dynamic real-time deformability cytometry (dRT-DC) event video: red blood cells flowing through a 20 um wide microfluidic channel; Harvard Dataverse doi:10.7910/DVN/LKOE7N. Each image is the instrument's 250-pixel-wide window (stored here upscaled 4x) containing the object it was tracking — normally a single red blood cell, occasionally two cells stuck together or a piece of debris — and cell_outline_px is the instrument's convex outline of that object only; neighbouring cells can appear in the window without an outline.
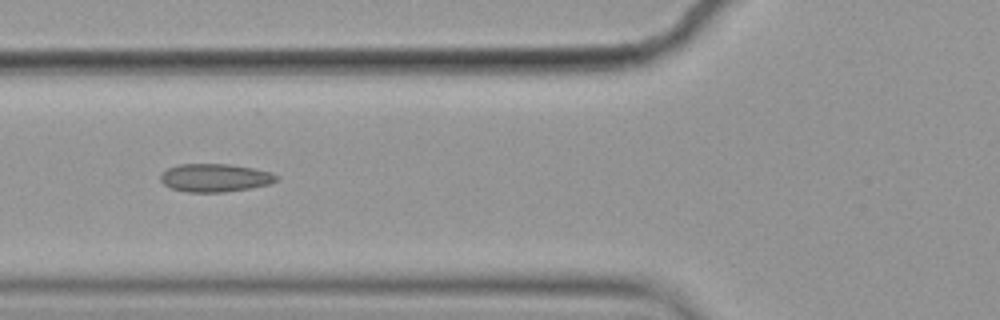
{"species": "common noctule bat (a hibernating species)", "species_latin": "Nyctalus noctula", "temperature_condition": "cold", "stored_images_in_passage": 8, "camera_frame_rate_fps": 3000, "um_per_image_px": 0.085, "animal": {"sex": "female", "body_mass_g": 19.9}, "frame": {"image": 1, "passage_image": 4, "time_ms": 1.0, "image_size_px": [1000, 320], "cell_outline_px": [[276, 180], [268, 184], [248, 188], [224, 192], [188, 192], [172, 188], [164, 184], [160, 180], [160, 176], [168, 168], [180, 164], [228, 164], [252, 168], [272, 172], [276, 176]], "centroid_in_image_um": [18.24, 15.11], "position_along_channel_um": 107.6, "area_um2": 18.67}}
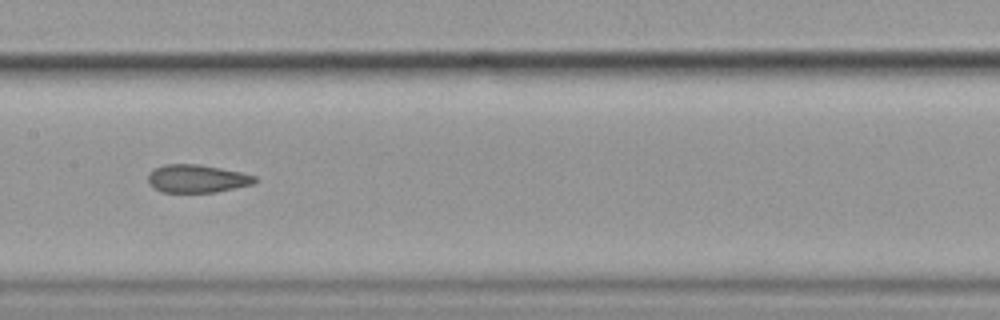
{"frame": {"image": 2, "passage_image": 6, "time_ms": 1.667, "image_size_px": [1000, 320], "cell_outline_px": [[256, 180], [252, 184], [212, 192], [164, 192], [148, 184], [148, 172], [164, 164], [200, 164], [240, 172], [256, 176]], "centroid_in_image_um": [16.7, 15.17], "position_along_channel_um": 190.7, "area_um2": 17.17}}
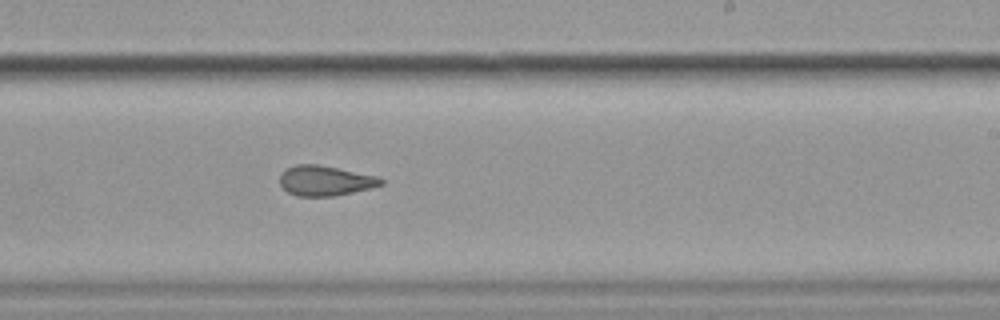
{"frame": {"image": 3, "passage_image": 8, "time_ms": 2.333, "image_size_px": [1000, 320], "cell_outline_px": [[384, 184], [352, 192], [332, 196], [296, 196], [288, 192], [280, 184], [280, 172], [296, 164], [316, 164], [380, 176], [384, 180]], "centroid_in_image_um": [27.64, 15.35], "position_along_channel_um": 261.4, "area_um2": 17.69}}